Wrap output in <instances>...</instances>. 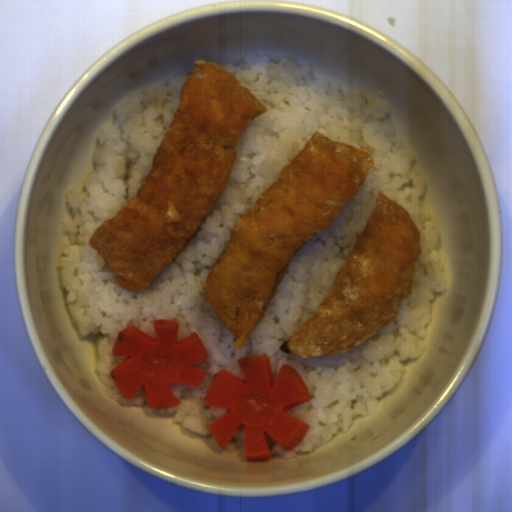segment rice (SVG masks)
<instances>
[{
  "instance_id": "rice-2",
  "label": "rice",
  "mask_w": 512,
  "mask_h": 512,
  "mask_svg": "<svg viewBox=\"0 0 512 512\" xmlns=\"http://www.w3.org/2000/svg\"><path fill=\"white\" fill-rule=\"evenodd\" d=\"M236 448H240L244 450V428L243 425L240 429L235 433V435L230 440Z\"/></svg>"
},
{
  "instance_id": "rice-1",
  "label": "rice",
  "mask_w": 512,
  "mask_h": 512,
  "mask_svg": "<svg viewBox=\"0 0 512 512\" xmlns=\"http://www.w3.org/2000/svg\"><path fill=\"white\" fill-rule=\"evenodd\" d=\"M237 78L264 108L236 138V160L205 221L175 259L142 291L121 288L102 255L90 247L92 232L123 211L138 195L154 156L179 106L190 73L129 93L109 121L99 125L93 168L85 182L68 191L69 216L62 223L67 241L57 269L72 325L79 337L92 338L95 374L105 392L124 406L146 402L143 386L132 400L123 397L111 376L125 356L113 353L120 333L136 326L156 337L153 320L178 321V340L192 332L207 358L200 387L170 384L180 404L156 409L202 436L228 415L227 407L206 404L209 383L225 369L244 381L239 359L268 356L275 383L283 364L298 373L309 400L288 415L308 425L292 450L266 431L272 456L292 459L320 450L357 420L378 411L381 399L399 386L405 362L419 359L427 346L432 303L448 292L446 261L439 255L441 232L423 198L424 179L412 146L390 120L388 107L367 91L331 83L288 59L277 62L249 55L217 66ZM366 148L374 165L353 199L333 222L303 248L248 344L236 350L233 335L203 298L207 273L238 218L275 180L314 132ZM407 211L420 232L422 253L412 293L399 316L384 329L342 355L316 359L284 353L280 345L296 334L325 298L346 255L358 241L377 192Z\"/></svg>"
}]
</instances>
